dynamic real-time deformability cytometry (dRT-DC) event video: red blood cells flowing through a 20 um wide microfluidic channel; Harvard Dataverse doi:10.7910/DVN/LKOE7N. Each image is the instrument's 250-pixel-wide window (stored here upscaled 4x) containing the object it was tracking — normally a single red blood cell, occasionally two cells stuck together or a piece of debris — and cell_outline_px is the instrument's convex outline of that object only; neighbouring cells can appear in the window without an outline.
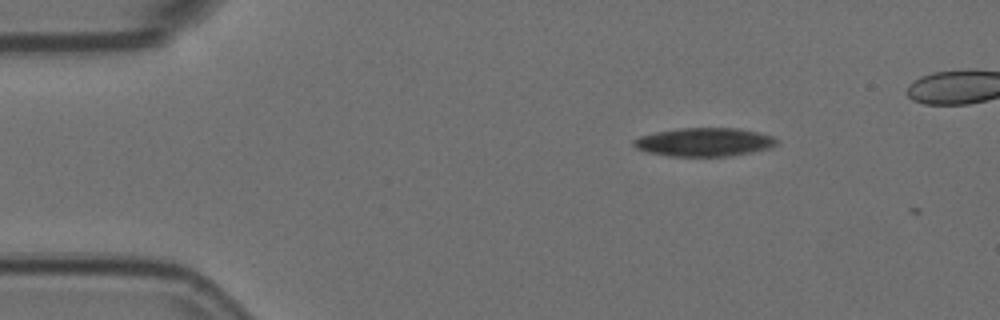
{"species": "Egyptian fruit bat (a non-hibernating species)", "species_latin": "Rousettus aegyptiacus", "temperature_condition": "room temperature", "stored_images_in_passage": 2, "camera_frame_rate_fps": 3000, "um_per_image_px": 0.085, "animal": {"sex": "female"}, "frame": {"image": 1, "passage_image": 1, "time_ms": 0.0, "image_size_px": [1000, 320], "cell_outline_px": [[780, 140], [772, 148], [752, 152], [728, 156], [668, 156], [648, 152], [636, 148], [632, 144], [632, 140], [640, 136], [656, 132], [680, 128], [736, 128], [760, 132], [772, 136]], "centroid_in_image_um": [59.89, 12.07], "position_along_channel_um": 25.1, "area_um2": 23.87}}